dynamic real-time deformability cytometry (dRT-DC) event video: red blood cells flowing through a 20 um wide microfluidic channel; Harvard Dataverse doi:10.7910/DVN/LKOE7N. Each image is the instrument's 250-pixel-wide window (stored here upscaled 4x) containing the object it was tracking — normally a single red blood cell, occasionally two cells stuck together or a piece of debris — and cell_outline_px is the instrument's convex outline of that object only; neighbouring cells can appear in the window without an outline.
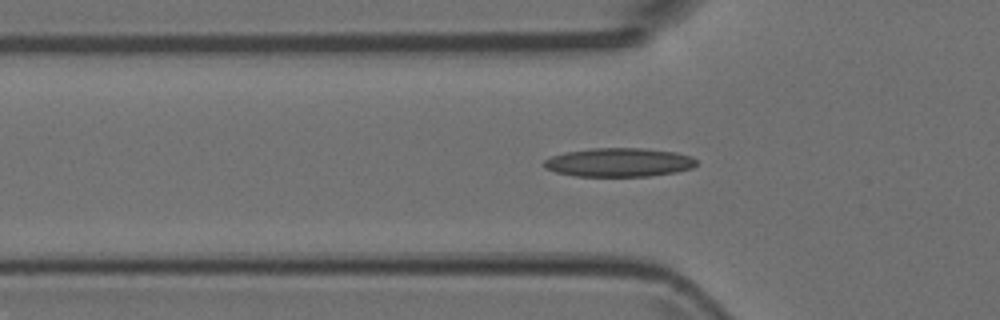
{"species": "Egyptian fruit bat (a non-hibernating species)", "species_latin": "Rousettus aegyptiacus", "temperature_condition": "room temperature", "stored_images_in_passage": 4, "camera_frame_rate_fps": 3000, "um_per_image_px": 0.085, "animal": {"sex": "female"}, "frame": {"image": 1, "passage_image": 4, "time_ms": 1.0, "image_size_px": [1000, 320], "cell_outline_px": [[696, 164], [692, 168], [676, 172], [648, 176], [576, 176], [556, 172], [544, 168], [544, 160], [552, 156], [564, 152], [592, 148], [640, 148], [676, 152], [692, 156], [696, 160]], "centroid_in_image_um": [52.61, 13.8], "position_along_channel_um": 73.2, "area_um2": 25.55}}